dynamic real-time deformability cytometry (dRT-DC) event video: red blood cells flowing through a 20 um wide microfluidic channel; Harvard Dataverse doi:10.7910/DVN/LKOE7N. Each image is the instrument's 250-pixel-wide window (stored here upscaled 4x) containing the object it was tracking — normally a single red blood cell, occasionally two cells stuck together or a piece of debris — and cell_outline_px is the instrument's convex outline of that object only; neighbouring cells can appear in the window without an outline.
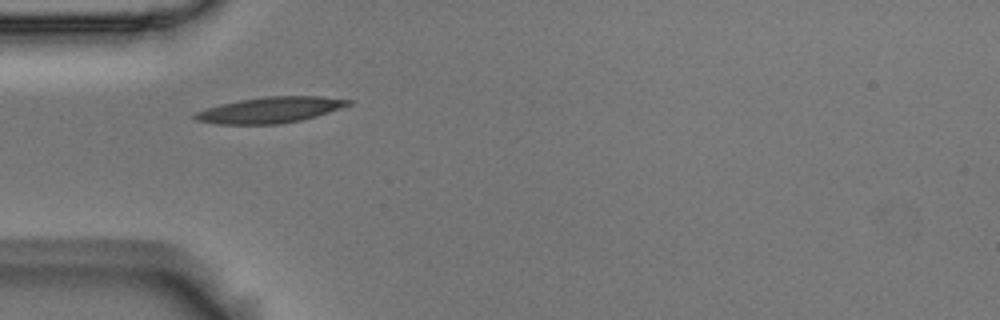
{"species": "Egyptian fruit bat (a non-hibernating species)", "species_latin": "Rousettus aegyptiacus", "temperature_condition": "room temperature", "stored_images_in_passage": 2, "camera_frame_rate_fps": 3000, "um_per_image_px": 0.085, "animal": {"sex": "male"}, "frame": {"image": 1, "passage_image": 2, "time_ms": 0.333, "image_size_px": [1000, 320], "cell_outline_px": [[352, 104], [316, 116], [300, 120], [276, 124], [216, 124], [196, 120], [192, 116], [196, 112], [220, 104], [240, 100], [264, 96], [320, 96], [352, 100]], "centroid_in_image_um": [22.96, 9.34], "position_along_channel_um": 62.0, "area_um2": 22.95}}